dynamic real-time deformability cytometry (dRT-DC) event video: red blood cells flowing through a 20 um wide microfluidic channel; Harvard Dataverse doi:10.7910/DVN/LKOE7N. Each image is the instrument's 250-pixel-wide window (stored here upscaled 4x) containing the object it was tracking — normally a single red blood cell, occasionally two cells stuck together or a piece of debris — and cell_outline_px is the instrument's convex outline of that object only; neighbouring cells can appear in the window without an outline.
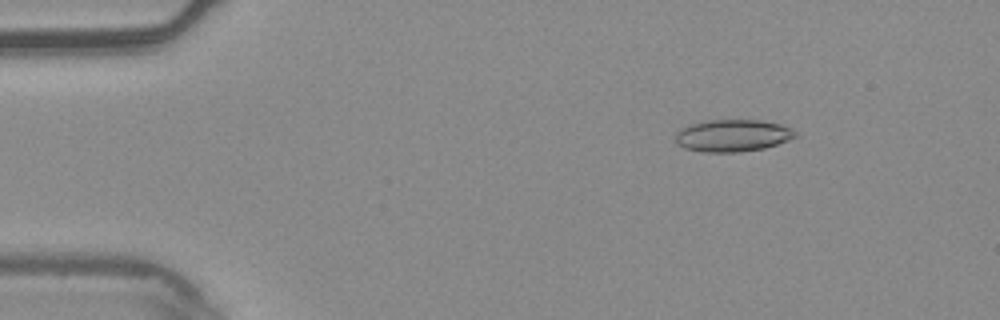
{"species": "common noctule bat (a hibernating species)", "species_latin": "Nyctalus noctula", "temperature_condition": "warm", "stored_images_in_passage": 4, "camera_frame_rate_fps": 3000, "um_per_image_px": 0.085, "animal": {"sex": "male", "body_mass_g": 20.4}, "frame": {"image": 1, "passage_image": 1, "time_ms": 0.0, "image_size_px": [1000, 320], "cell_outline_px": [[800, 136], [764, 148], [740, 152], [704, 152], [684, 148], [676, 140], [676, 132], [680, 128], [692, 124], [708, 120], [760, 120], [780, 124], [792, 128]], "centroid_in_image_um": [62.31, 11.52], "position_along_channel_um": 22.7, "area_um2": 22.43}}